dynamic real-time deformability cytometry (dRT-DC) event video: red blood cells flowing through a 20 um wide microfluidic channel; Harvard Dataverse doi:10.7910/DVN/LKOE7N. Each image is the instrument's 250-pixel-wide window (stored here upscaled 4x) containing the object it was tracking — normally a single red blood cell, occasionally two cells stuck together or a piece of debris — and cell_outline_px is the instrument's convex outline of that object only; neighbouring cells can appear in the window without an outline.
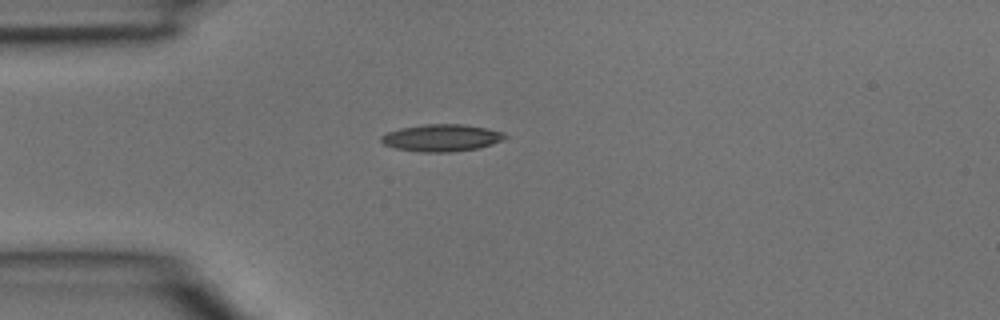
{"species": "common noctule bat (a hibernating species)", "species_latin": "Nyctalus noctula", "temperature_condition": "room temperature", "stored_images_in_passage": 4, "camera_frame_rate_fps": 3000, "um_per_image_px": 0.085, "animal": {"sex": "male", "body_mass_g": 15.6}, "frame": {"image": 1, "passage_image": 4, "time_ms": 1.0, "image_size_px": [1000, 320], "cell_outline_px": [[508, 136], [504, 140], [492, 144], [476, 148], [452, 152], [424, 152], [396, 148], [384, 144], [380, 140], [380, 136], [388, 132], [400, 128], [424, 124], [464, 124], [488, 128], [504, 132]], "centroid_in_image_um": [37.56, 11.7], "position_along_channel_um": 47.4, "area_um2": 19.59}}